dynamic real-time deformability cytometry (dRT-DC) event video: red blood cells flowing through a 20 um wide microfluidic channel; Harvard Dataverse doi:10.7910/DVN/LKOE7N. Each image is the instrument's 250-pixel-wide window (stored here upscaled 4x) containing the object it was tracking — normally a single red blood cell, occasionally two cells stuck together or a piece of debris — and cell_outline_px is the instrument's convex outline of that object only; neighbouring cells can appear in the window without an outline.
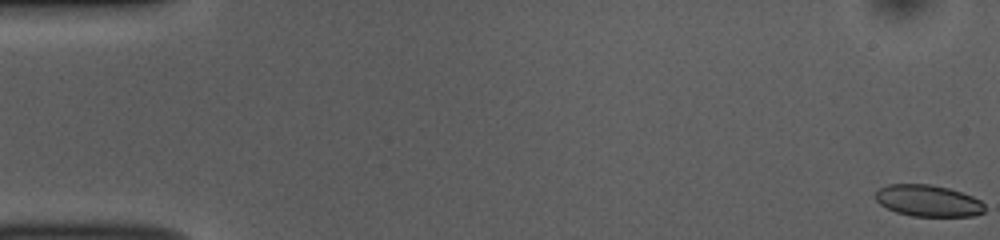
{"species": "common noctule bat (a hibernating species)", "species_latin": "Nyctalus noctula", "temperature_condition": "room temperature", "stored_images_in_passage": 53, "camera_frame_rate_fps": 3000, "um_per_image_px": 0.085, "animal": {"sex": "female", "body_mass_g": 10.0, "forearm_length_mm": 53.1}, "frame": {"image": 1, "passage_image": 1, "time_ms": 0.0, "image_size_px": [1000, 240], "cell_outline_px": [[984, 212], [972, 216], [912, 216], [896, 212], [880, 204], [876, 200], [876, 192], [880, 188], [888, 184], [932, 184], [948, 188], [972, 196], [980, 200], [984, 204]], "centroid_in_image_um": [78.89, 17.06], "position_along_channel_um": 6.1, "area_um2": 20.0}}
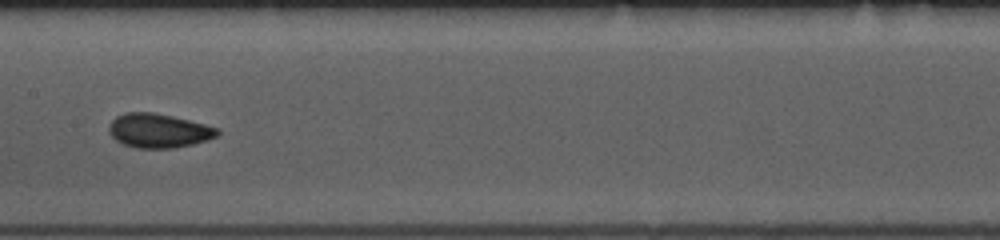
{"frame": {"image": 2, "passage_image": 27, "time_ms": 8.667, "image_size_px": [1000, 240], "cell_outline_px": [[220, 132], [216, 136], [208, 140], [192, 144], [172, 148], [136, 148], [124, 144], [116, 140], [108, 132], [108, 124], [116, 116], [124, 112], [152, 112], [172, 116], [220, 128]], "centroid_in_image_um": [13.46, 11.1], "position_along_channel_um": 193.9, "area_um2": 21.62}}
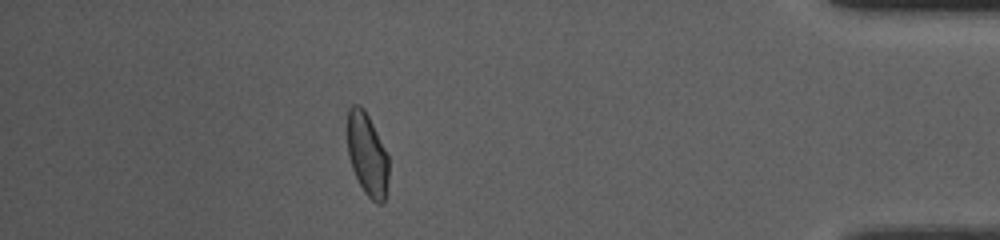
{"frame": {"image": 3, "passage_image": 47, "time_ms": 15.333, "image_size_px": [1000, 240], "cell_outline_px": [[388, 180], [384, 204], [376, 204], [364, 192], [352, 168], [348, 156], [348, 108], [352, 104], [360, 104], [364, 108], [388, 156]], "centroid_in_image_um": [31.21, 13.15], "position_along_channel_um": 404.0, "area_um2": 19.77}, "authors_computed_cell_mechanics": {"area_um2": 20.808, "velocity_mm_per_s": 3.8338, "shape_relaxation_time_tau1_ms": 2.7263, "shape_relaxation_time_tau2_ms": 1.8461, "deformation_change_tau1": 0.0972, "deformation_change_tau2": 0.0593}}